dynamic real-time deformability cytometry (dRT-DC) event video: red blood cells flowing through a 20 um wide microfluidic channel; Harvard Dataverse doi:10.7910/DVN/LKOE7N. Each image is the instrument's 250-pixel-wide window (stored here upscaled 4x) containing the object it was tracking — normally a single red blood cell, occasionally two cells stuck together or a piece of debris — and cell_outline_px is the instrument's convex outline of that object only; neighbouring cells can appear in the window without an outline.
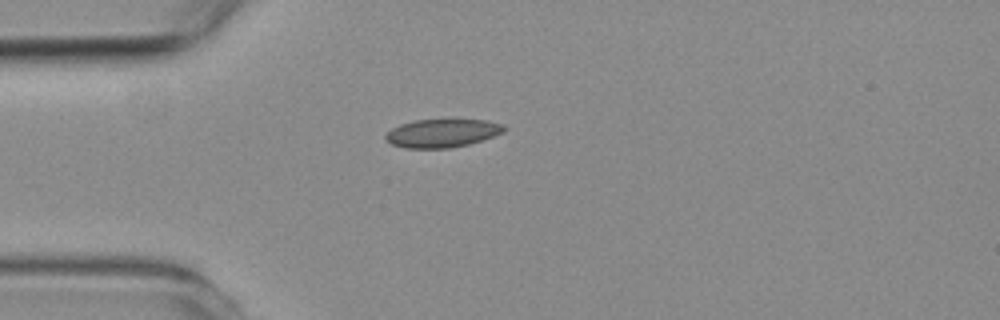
{"species": "common noctule bat (a hibernating species)", "species_latin": "Nyctalus noctula", "temperature_condition": "room temperature", "stored_images_in_passage": 13, "camera_frame_rate_fps": 3000, "um_per_image_px": 0.085, "animal": {"sex": "female", "body_mass_g": 19.3, "forearm_length_mm": 54.1}, "frame": {"image": 1, "passage_image": 1, "time_ms": 0.0, "image_size_px": [1000, 320], "cell_outline_px": [[508, 128], [504, 132], [468, 144], [448, 148], [404, 148], [392, 144], [384, 140], [384, 136], [392, 128], [400, 124], [416, 120], [488, 120], [504, 124]], "centroid_in_image_um": [37.58, 11.32], "position_along_channel_um": 47.4, "area_um2": 19.48}}
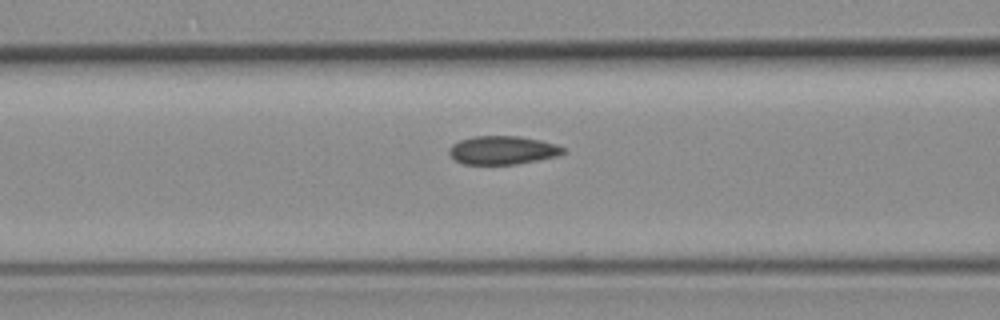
{"frame": {"image": 2, "passage_image": 8, "time_ms": 2.333, "image_size_px": [1000, 320], "cell_outline_px": [[564, 152], [556, 156], [516, 164], [464, 164], [456, 160], [448, 152], [448, 148], [452, 144], [460, 140], [472, 136], [516, 136], [540, 140], [556, 144], [564, 148]], "centroid_in_image_um": [42.68, 12.76], "position_along_channel_um": 123.9, "area_um2": 18.73}}
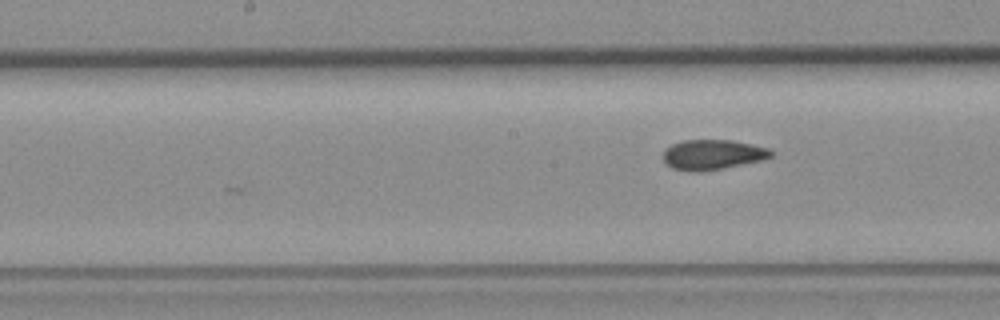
{"frame": {"image": 3, "passage_image": 13, "time_ms": 4.0, "image_size_px": [1000, 320], "cell_outline_px": [[772, 156], [764, 160], [724, 168], [700, 172], [692, 172], [672, 168], [664, 160], [664, 152], [672, 144], [684, 140], [732, 140], [752, 144], [768, 148], [772, 152]], "centroid_in_image_um": [60.6, 13.15], "position_along_channel_um": 187.6, "area_um2": 18.84}}